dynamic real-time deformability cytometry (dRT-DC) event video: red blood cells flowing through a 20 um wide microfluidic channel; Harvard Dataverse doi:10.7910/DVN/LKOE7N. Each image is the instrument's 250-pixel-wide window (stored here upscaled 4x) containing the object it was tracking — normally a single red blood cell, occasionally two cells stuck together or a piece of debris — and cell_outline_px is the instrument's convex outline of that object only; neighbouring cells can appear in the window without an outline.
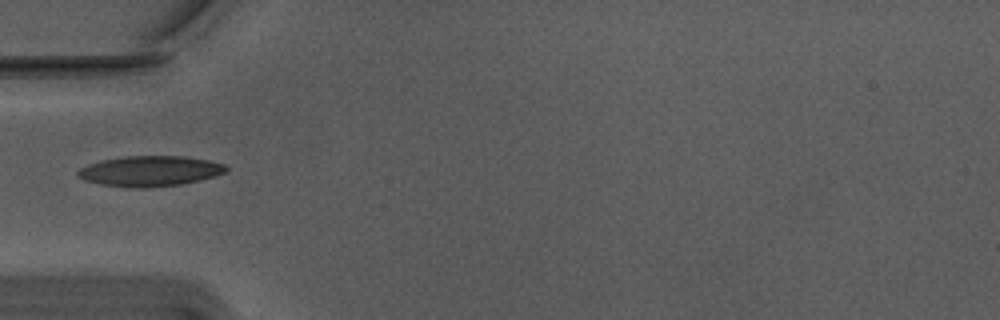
{"species": "Egyptian fruit bat (a non-hibernating species)", "species_latin": "Rousettus aegyptiacus", "temperature_condition": "warm", "stored_images_in_passage": 13, "camera_frame_rate_fps": 3000, "um_per_image_px": 0.085, "animal": {"sex": "male"}, "frame": {"image": 1, "passage_image": 1, "time_ms": 0.0, "image_size_px": [1000, 320], "cell_outline_px": [[228, 168], [224, 172], [212, 176], [180, 184], [144, 188], [132, 188], [100, 184], [84, 180], [76, 176], [76, 172], [80, 168], [88, 164], [100, 160], [124, 156], [184, 156], [208, 160], [224, 164]], "centroid_in_image_um": [12.66, 14.53], "position_along_channel_um": 72.3, "area_um2": 26.13}}